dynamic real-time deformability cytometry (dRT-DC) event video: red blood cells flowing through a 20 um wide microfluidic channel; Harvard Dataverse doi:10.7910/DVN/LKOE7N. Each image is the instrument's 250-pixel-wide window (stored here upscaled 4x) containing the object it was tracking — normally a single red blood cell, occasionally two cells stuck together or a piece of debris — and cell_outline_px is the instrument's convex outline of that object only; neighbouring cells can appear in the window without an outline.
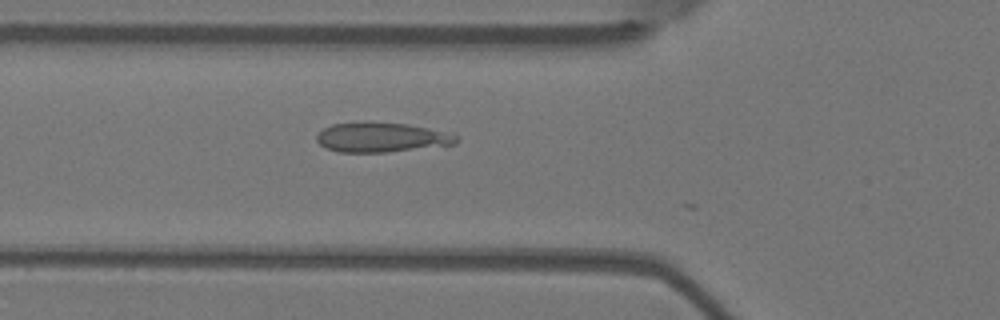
{"species": "Egyptian fruit bat (a non-hibernating species)", "species_latin": "Rousettus aegyptiacus", "temperature_condition": "warm", "stored_images_in_passage": 6, "camera_frame_rate_fps": 3000, "um_per_image_px": 0.085, "animal": {"sex": "female"}, "frame": {"image": 1, "passage_image": 6, "time_ms": 1.667, "image_size_px": [1000, 320], "cell_outline_px": [[456, 144], [388, 152], [336, 152], [324, 148], [316, 140], [316, 136], [324, 128], [332, 124], [360, 120], [368, 120], [408, 124], [452, 132], [456, 136]], "centroid_in_image_um": [32.39, 11.65], "position_along_channel_um": 93.4, "area_um2": 24.8}}